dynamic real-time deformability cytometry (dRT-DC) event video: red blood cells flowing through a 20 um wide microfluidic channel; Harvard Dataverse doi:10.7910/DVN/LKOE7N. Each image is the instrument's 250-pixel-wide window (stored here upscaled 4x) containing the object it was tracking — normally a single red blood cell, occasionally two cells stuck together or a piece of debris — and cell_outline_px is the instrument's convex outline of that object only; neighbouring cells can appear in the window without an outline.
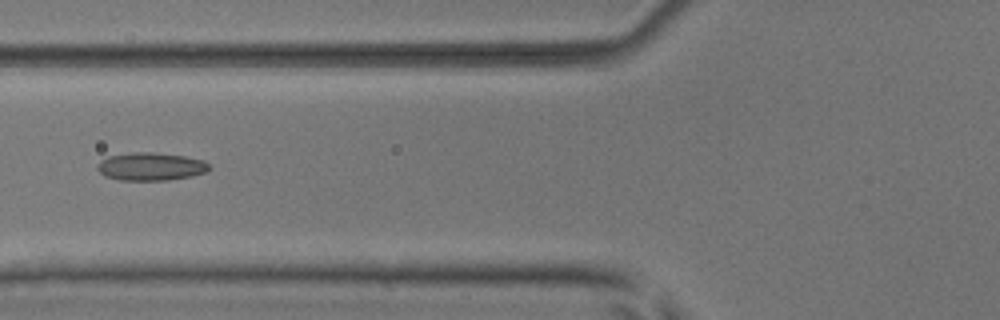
{"species": "common noctule bat (a hibernating species)", "species_latin": "Nyctalus noctula", "temperature_condition": "room temperature", "stored_images_in_passage": 7, "camera_frame_rate_fps": 3000, "um_per_image_px": 0.085, "animal": {"sex": "male", "body_mass_g": 17.9, "forearm_length_mm": 54.2}, "frame": {"image": 1, "passage_image": 6, "time_ms": 5.667, "image_size_px": [1000, 320], "cell_outline_px": [[208, 168], [204, 172], [192, 176], [168, 180], [120, 180], [104, 176], [96, 168], [96, 164], [100, 160], [108, 156], [132, 152], [152, 152], [184, 156], [204, 160], [208, 164]], "centroid_in_image_um": [12.76, 14.15], "position_along_channel_um": 113.0, "area_um2": 18.21}}
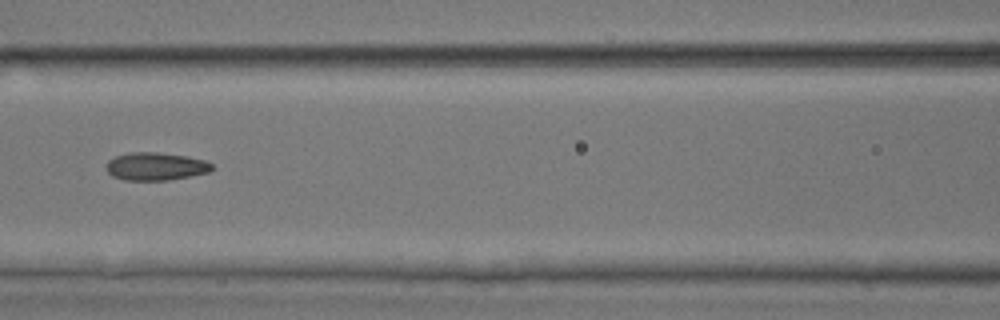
{"frame": {"image": 2, "passage_image": 7, "time_ms": 6.667, "image_size_px": [1000, 320], "cell_outline_px": [[212, 168], [208, 172], [168, 180], [124, 180], [112, 176], [108, 172], [108, 160], [116, 156], [128, 152], [156, 152], [188, 156], [204, 160], [212, 164]], "centroid_in_image_um": [13.22, 14.13], "position_along_channel_um": 153.4, "area_um2": 16.99}}